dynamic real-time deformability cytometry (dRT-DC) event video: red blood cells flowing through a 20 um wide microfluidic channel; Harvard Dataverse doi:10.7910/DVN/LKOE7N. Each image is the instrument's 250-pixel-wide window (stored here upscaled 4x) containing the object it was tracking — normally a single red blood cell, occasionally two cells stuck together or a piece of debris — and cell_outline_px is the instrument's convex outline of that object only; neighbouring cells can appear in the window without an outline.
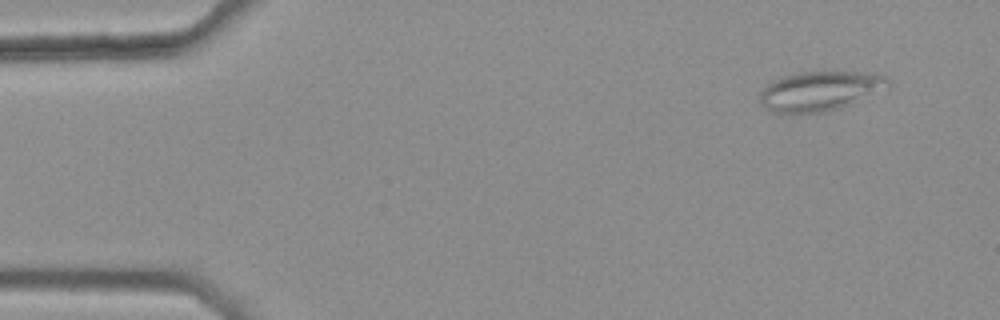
{"species": "common noctule bat (a hibernating species)", "species_latin": "Nyctalus noctula", "temperature_condition": "warm", "stored_images_in_passage": 5, "camera_frame_rate_fps": 3000, "um_per_image_px": 0.085, "animal": {"sex": "female", "body_mass_g": 25.1}, "frame": {"image": 1, "passage_image": 1, "time_ms": 0.0, "image_size_px": [1000, 320], "cell_outline_px": [[892, 84], [888, 88], [852, 104], [828, 112], [776, 112], [760, 104], [760, 92], [772, 80], [784, 76], [800, 72], [860, 72], [888, 76]], "centroid_in_image_um": [69.76, 7.73], "position_along_channel_um": 15.2, "area_um2": 29.48}}